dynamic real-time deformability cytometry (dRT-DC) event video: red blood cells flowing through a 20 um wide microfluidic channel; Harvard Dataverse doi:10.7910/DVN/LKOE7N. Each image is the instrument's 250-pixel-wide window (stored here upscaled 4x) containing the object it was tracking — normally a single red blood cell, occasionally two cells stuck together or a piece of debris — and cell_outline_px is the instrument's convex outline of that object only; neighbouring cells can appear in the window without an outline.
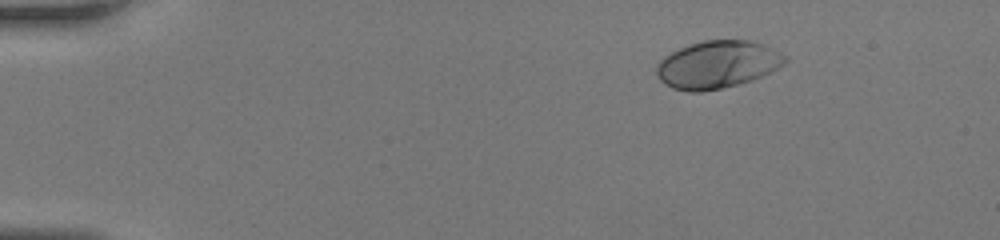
{"species": "human", "species_latin": "Homo sapiens", "temperature_condition": "room temperature", "stored_images_in_passage": 42, "camera_frame_rate_fps": 3000, "um_per_image_px": 0.085, "donor": {"sex": "female"}, "frame": {"image": 1, "passage_image": 1, "time_ms": 0.0, "image_size_px": [1000, 240], "cell_outline_px": [[788, 60], [784, 64], [752, 80], [720, 88], [700, 92], [688, 92], [672, 88], [664, 84], [656, 76], [656, 64], [660, 60], [672, 52], [680, 48], [704, 40], [748, 40], [764, 44], [788, 56]], "centroid_in_image_um": [60.96, 5.49], "position_along_channel_um": 24.0, "area_um2": 35.43}}
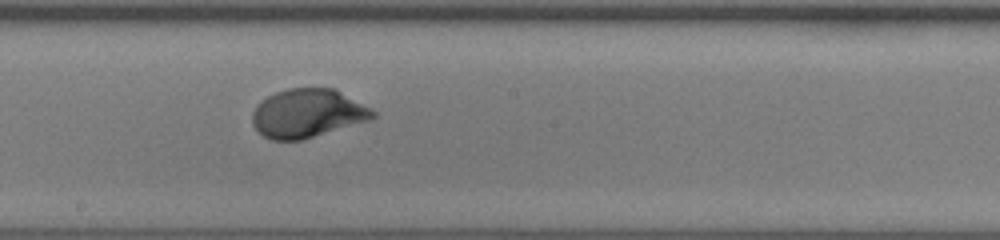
{"frame": {"image": 2, "passage_image": 22, "time_ms": 7.0, "image_size_px": [1000, 240], "cell_outline_px": [[376, 116], [372, 120], [300, 140], [272, 140], [264, 136], [252, 124], [252, 112], [256, 104], [260, 100], [276, 92], [288, 88], [336, 88], [376, 112]], "centroid_in_image_um": [26.14, 9.62], "position_along_channel_um": 222.1, "area_um2": 34.22}}
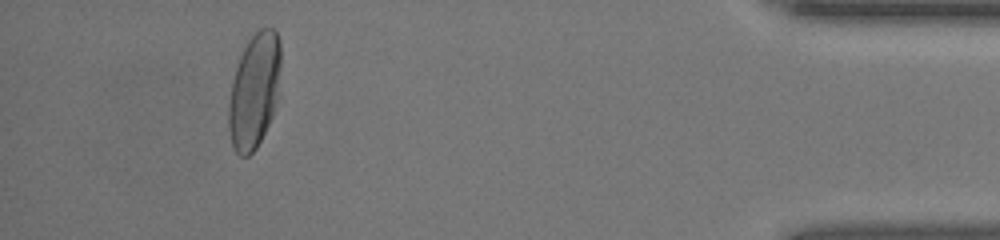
{"frame": {"image": 3, "passage_image": 39, "time_ms": 12.667, "image_size_px": [1000, 240], "cell_outline_px": [[280, 68], [276, 100], [272, 116], [256, 148], [248, 156], [240, 156], [236, 152], [232, 144], [228, 128], [228, 104], [232, 80], [240, 56], [248, 40], [260, 28], [272, 28], [276, 32], [280, 40]], "centroid_in_image_um": [21.6, 7.71], "position_along_channel_um": 413.6, "area_um2": 34.62}}